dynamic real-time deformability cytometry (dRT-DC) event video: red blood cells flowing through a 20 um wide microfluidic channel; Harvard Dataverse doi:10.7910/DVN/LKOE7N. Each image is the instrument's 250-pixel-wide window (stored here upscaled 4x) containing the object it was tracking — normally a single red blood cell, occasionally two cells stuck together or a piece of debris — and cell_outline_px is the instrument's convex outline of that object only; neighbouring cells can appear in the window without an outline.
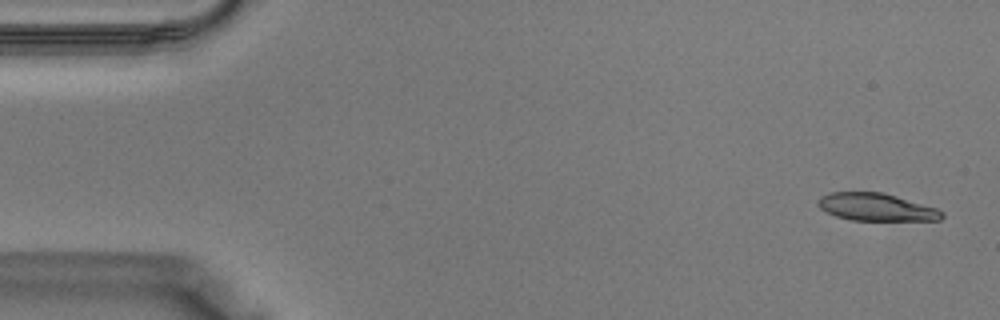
{"species": "Egyptian fruit bat (a non-hibernating species)", "species_latin": "Rousettus aegyptiacus", "temperature_condition": "warm", "stored_images_in_passage": 38, "camera_frame_rate_fps": 3000, "um_per_image_px": 0.085, "animal": {"sex": "male"}, "frame": {"image": 1, "passage_image": 1, "time_ms": 0.0, "image_size_px": [1000, 320], "cell_outline_px": [[944, 216], [940, 220], [852, 220], [836, 216], [820, 208], [816, 204], [820, 196], [832, 192], [884, 192], [936, 208], [944, 212]], "centroid_in_image_um": [74.48, 17.6], "position_along_channel_um": 10.5, "area_um2": 19.83}}
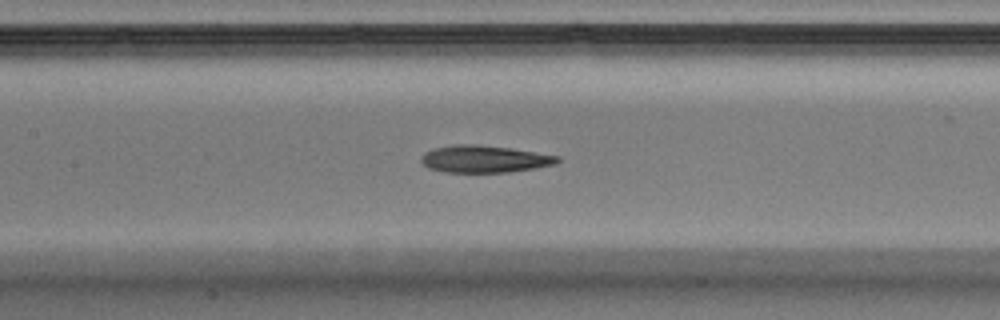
{"frame": {"image": 2, "passage_image": 17, "time_ms": 5.333, "image_size_px": [1000, 320], "cell_outline_px": [[560, 160], [556, 164], [536, 168], [508, 172], [444, 172], [428, 168], [420, 160], [420, 156], [424, 152], [432, 148], [452, 144], [476, 144], [512, 148], [560, 156]], "centroid_in_image_um": [41.15, 13.5], "position_along_channel_um": 166.2, "area_um2": 21.85}}
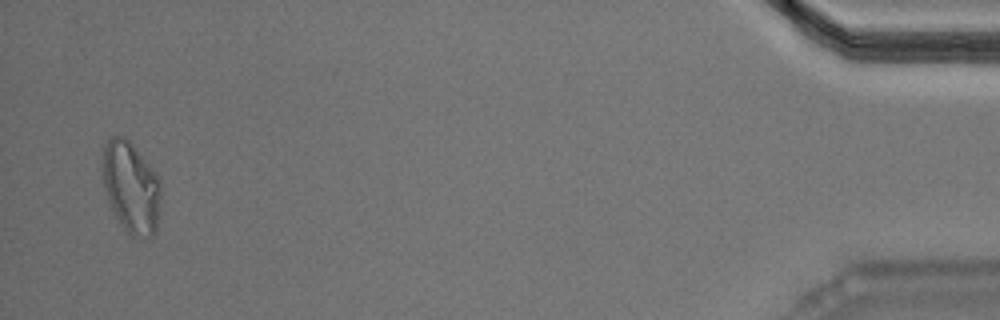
{"frame": {"image": 3, "passage_image": 37, "time_ms": 12.0, "image_size_px": [1000, 320], "cell_outline_px": [[160, 196], [156, 232], [152, 236], [132, 236], [124, 228], [116, 216], [108, 200], [104, 188], [104, 144], [112, 136], [124, 136], [132, 144], [148, 164], [160, 180]], "centroid_in_image_um": [11.15, 15.92], "position_along_channel_um": 424.1, "area_um2": 30.23}}